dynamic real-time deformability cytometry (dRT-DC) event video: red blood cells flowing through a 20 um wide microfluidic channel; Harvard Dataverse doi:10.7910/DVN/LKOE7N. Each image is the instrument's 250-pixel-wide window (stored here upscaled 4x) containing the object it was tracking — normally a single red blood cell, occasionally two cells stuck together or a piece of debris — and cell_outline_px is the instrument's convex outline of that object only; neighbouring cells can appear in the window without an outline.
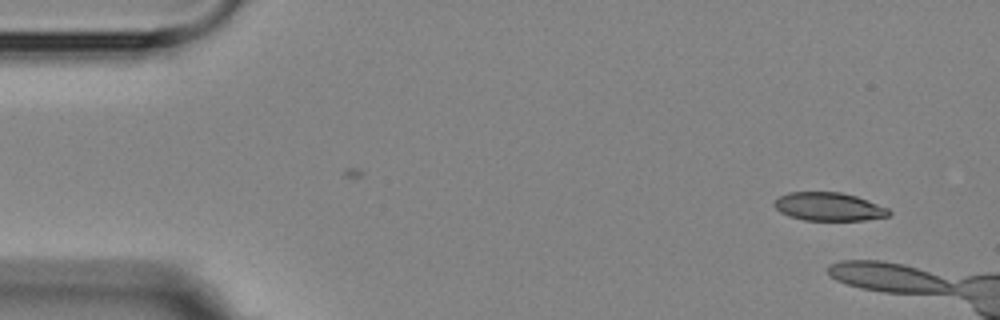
{"species": "Egyptian fruit bat (a non-hibernating species)", "species_latin": "Rousettus aegyptiacus", "temperature_condition": "room temperature", "stored_images_in_passage": 5, "camera_frame_rate_fps": 3000, "um_per_image_px": 0.085, "animal": {"sex": "female"}, "frame": {"image": 1, "passage_image": 5, "time_ms": 4.667, "image_size_px": [1000, 320], "cell_outline_px": [[892, 212], [888, 216], [864, 220], [804, 220], [788, 216], [780, 212], [772, 204], [780, 196], [788, 192], [840, 192], [856, 196], [888, 208]], "centroid_in_image_um": [70.43, 17.57], "position_along_channel_um": 14.6, "area_um2": 18.84}}